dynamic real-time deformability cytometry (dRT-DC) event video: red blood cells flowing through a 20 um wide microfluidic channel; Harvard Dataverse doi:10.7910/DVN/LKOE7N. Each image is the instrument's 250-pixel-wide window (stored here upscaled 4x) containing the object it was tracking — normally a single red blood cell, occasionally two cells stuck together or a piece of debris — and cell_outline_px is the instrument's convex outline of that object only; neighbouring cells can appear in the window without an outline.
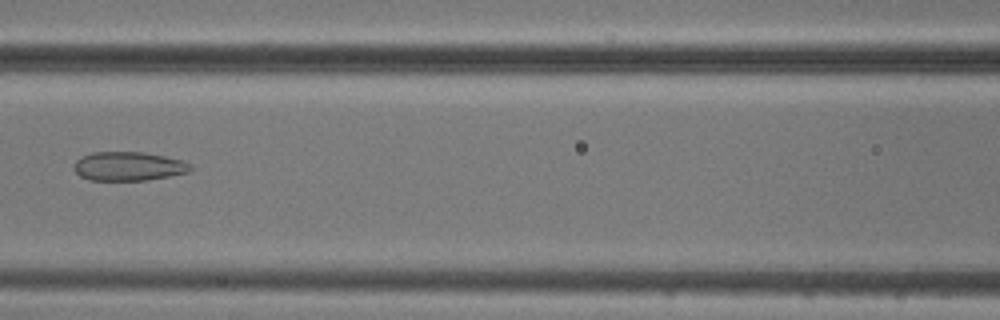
{"species": "common noctule bat (a hibernating species)", "species_latin": "Nyctalus noctula", "temperature_condition": "cold", "stored_images_in_passage": 7, "camera_frame_rate_fps": 3000, "um_per_image_px": 0.085, "animal": {"sex": "male", "body_mass_g": 20.5, "forearm_length_mm": 52.5}, "frame": {"image": 1, "passage_image": 7, "time_ms": 6.667, "image_size_px": [1000, 320], "cell_outline_px": [[192, 172], [144, 180], [88, 180], [80, 176], [76, 172], [76, 160], [80, 156], [92, 152], [140, 152], [164, 156], [180, 160], [192, 164]], "centroid_in_image_um": [10.94, 14.13], "position_along_channel_um": 155.7, "area_um2": 19.54}}